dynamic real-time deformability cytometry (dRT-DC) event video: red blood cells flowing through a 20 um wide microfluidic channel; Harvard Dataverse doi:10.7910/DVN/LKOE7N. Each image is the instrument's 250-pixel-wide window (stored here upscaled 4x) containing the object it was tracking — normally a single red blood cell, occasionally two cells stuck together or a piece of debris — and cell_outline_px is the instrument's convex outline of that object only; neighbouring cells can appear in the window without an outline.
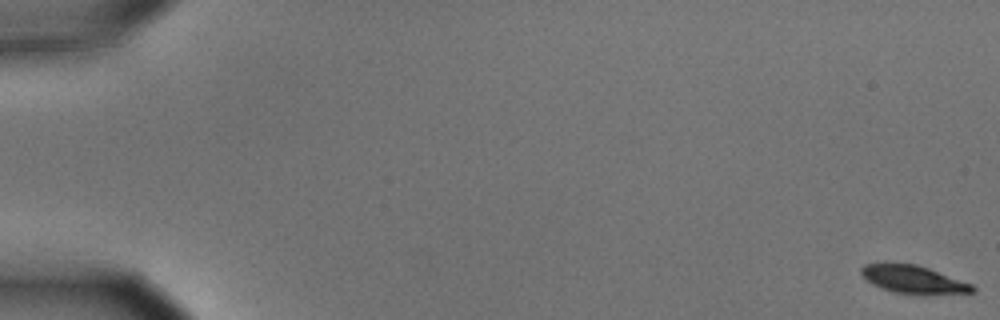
{"species": "common noctule bat (a hibernating species)", "species_latin": "Nyctalus noctula", "temperature_condition": "cold", "stored_images_in_passage": 59, "camera_frame_rate_fps": 3000, "um_per_image_px": 0.085, "animal": {"sex": "male", "body_mass_g": 15.6}, "frame": {"image": 1, "passage_image": 1, "time_ms": 0.0, "image_size_px": [1000, 320], "cell_outline_px": [[976, 292], [892, 292], [880, 288], [872, 284], [860, 272], [860, 268], [864, 264], [884, 260], [916, 264], [928, 268], [972, 284], [976, 288]], "centroid_in_image_um": [77.5, 23.66], "position_along_channel_um": 7.5, "area_um2": 17.8}}
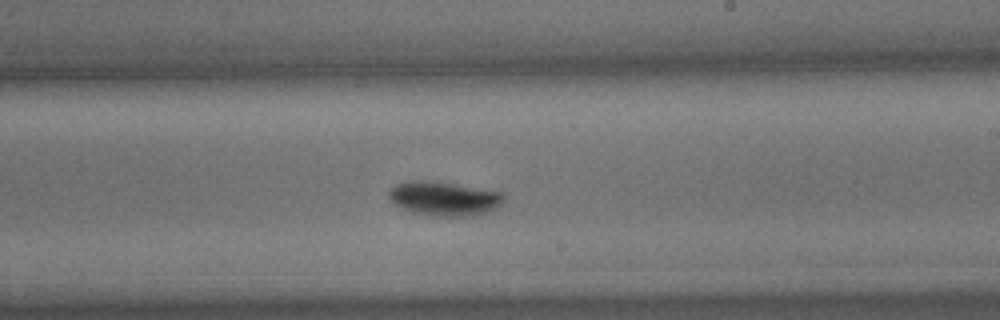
{"frame": {"image": 2, "passage_image": 36, "time_ms": 11.667, "image_size_px": [1000, 320], "cell_outline_px": [[504, 200], [496, 208], [488, 212], [472, 216], [428, 216], [412, 212], [388, 200], [388, 192], [396, 184], [420, 180], [424, 180], [452, 184], [504, 192]], "centroid_in_image_um": [37.76, 16.9], "position_along_channel_um": 251.2, "area_um2": 22.72}}
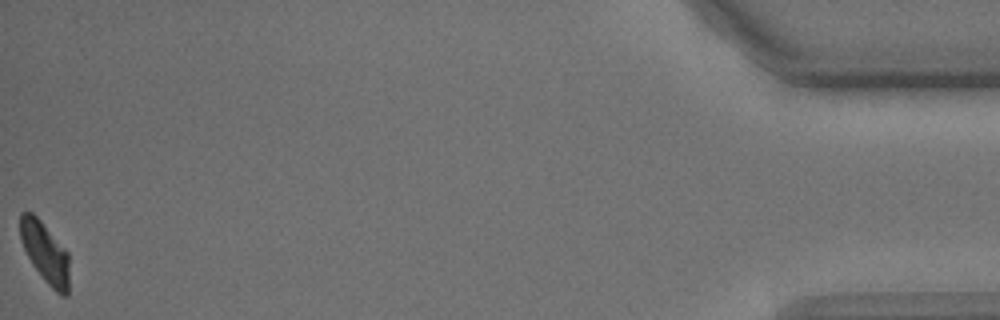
{"frame": {"image": 3, "passage_image": 59, "time_ms": 19.333, "image_size_px": [1000, 320], "cell_outline_px": [[68, 296], [60, 296], [44, 280], [32, 264], [20, 240], [20, 212], [32, 212], [40, 220], [68, 252]], "centroid_in_image_um": [3.83, 21.47], "position_along_channel_um": 431.4, "area_um2": 17.22}, "authors_computed_cell_mechanics": {"area_um2": 20.4034, "velocity_mm_per_s": 3.4996, "shape_relaxation_time_tau1_ms": 4.3085, "shape_relaxation_time_tau2_ms": null, "deformation_change_tau1": 0.1399, "deformation_change_tau2": null}}